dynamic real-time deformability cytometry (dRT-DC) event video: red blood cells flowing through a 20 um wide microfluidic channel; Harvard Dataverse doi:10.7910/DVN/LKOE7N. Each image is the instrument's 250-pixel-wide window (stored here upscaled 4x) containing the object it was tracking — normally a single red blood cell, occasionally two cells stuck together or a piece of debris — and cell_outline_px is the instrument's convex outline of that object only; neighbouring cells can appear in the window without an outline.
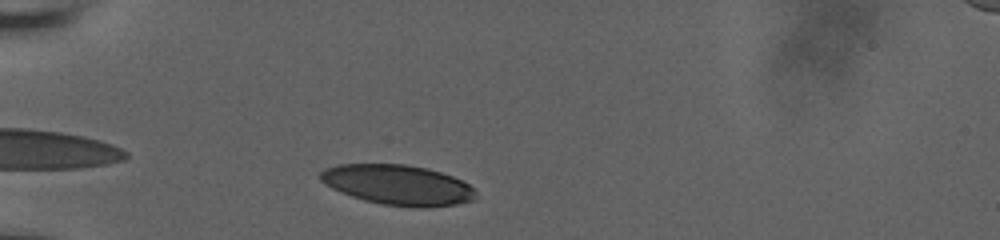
{"species": "human", "species_latin": "Homo sapiens", "temperature_condition": "room temperature", "stored_images_in_passage": 33, "camera_frame_rate_fps": 3000, "um_per_image_px": 0.085, "donor": {"sex": "male"}, "frame": {"image": 1, "passage_image": 4, "time_ms": 1.0, "image_size_px": [1000, 240], "cell_outline_px": [[476, 192], [472, 200], [456, 204], [380, 204], [364, 200], [352, 196], [332, 188], [320, 180], [320, 172], [324, 168], [340, 164], [408, 164], [428, 168], [452, 176], [468, 184]], "centroid_in_image_um": [33.74, 15.65], "position_along_channel_um": 51.3, "area_um2": 35.08}}
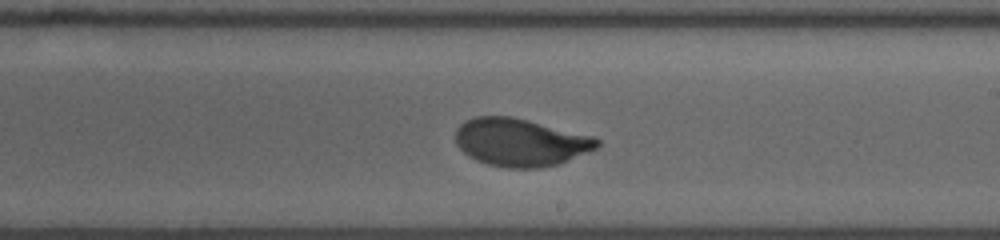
{"frame": {"image": 2, "passage_image": 21, "time_ms": 6.667, "image_size_px": [1000, 240], "cell_outline_px": [[600, 144], [596, 148], [556, 164], [540, 168], [504, 168], [488, 164], [476, 160], [468, 156], [456, 144], [456, 128], [464, 120], [476, 116], [512, 116], [596, 136], [600, 140]], "centroid_in_image_um": [44.22, 12.08], "position_along_channel_um": 244.8, "area_um2": 39.54}}
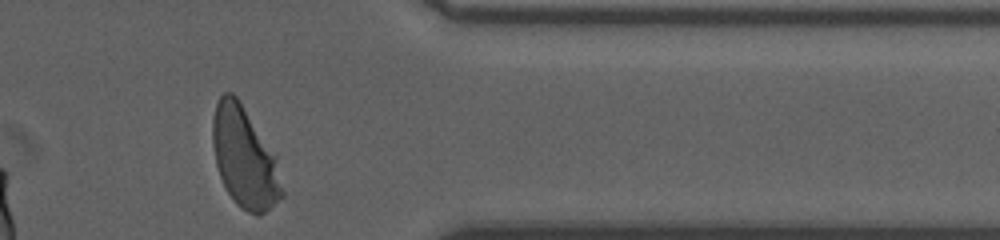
{"frame": {"image": 3, "passage_image": 33, "time_ms": 10.667, "image_size_px": [1000, 240], "cell_outline_px": [[284, 196], [260, 216], [256, 216], [248, 212], [236, 204], [228, 192], [220, 176], [216, 164], [212, 144], [212, 116], [216, 104], [220, 96], [224, 92], [232, 92], [236, 96], [276, 156], [284, 192]], "centroid_in_image_um": [20.78, 13.41], "position_along_channel_um": 390.6, "area_um2": 40.52}, "authors_computed_cell_mechanics": {"area_um2": 39.6508, "velocity_mm_per_s": 3.9036, "shape_relaxation_time_tau1_ms": 2.9113, "shape_relaxation_time_tau2_ms": null, "deformation_change_tau1": 0.1608, "deformation_change_tau2": null}}